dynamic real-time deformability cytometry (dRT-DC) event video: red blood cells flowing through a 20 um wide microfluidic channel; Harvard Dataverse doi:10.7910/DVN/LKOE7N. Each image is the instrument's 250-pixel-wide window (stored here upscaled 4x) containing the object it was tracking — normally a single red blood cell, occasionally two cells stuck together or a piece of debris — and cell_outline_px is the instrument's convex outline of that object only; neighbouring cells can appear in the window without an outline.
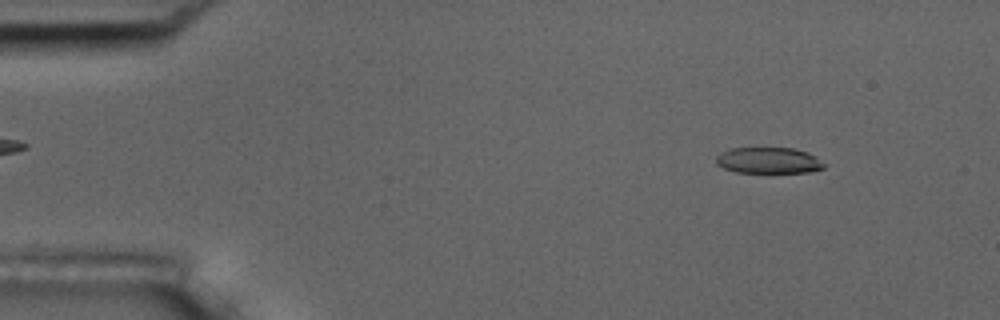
{"species": "common noctule bat (a hibernating species)", "species_latin": "Nyctalus noctula", "temperature_condition": "room temperature", "stored_images_in_passage": 9, "camera_frame_rate_fps": 3000, "um_per_image_px": 0.085, "animal": {"sex": "male", "body_mass_g": 17.5, "forearm_length_mm": 52.3}, "frame": {"image": 1, "passage_image": 1, "time_ms": 0.0, "image_size_px": [1000, 320], "cell_outline_px": [[828, 164], [824, 168], [808, 172], [736, 172], [724, 168], [716, 164], [716, 156], [720, 152], [728, 148], [792, 148], [808, 152]], "centroid_in_image_um": [65.33, 13.63], "position_along_channel_um": 19.7, "area_um2": 16.53}}
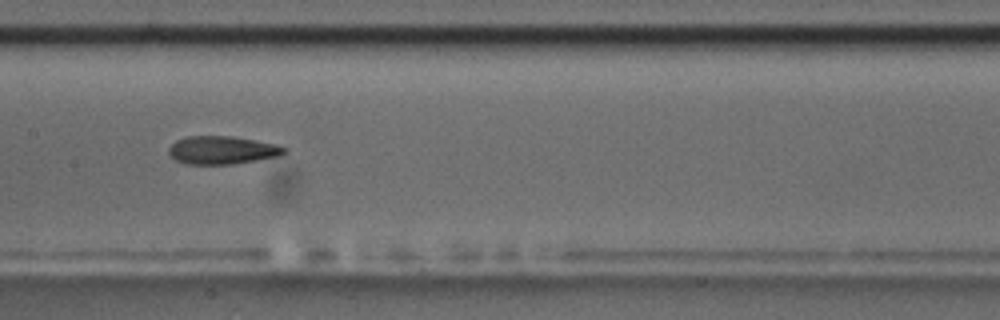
{"frame": {"image": 2, "passage_image": 7, "time_ms": 7.0, "image_size_px": [1000, 320], "cell_outline_px": [[288, 152], [280, 156], [232, 164], [188, 164], [176, 160], [168, 152], [168, 148], [176, 140], [188, 136], [232, 136], [276, 144], [288, 148]], "centroid_in_image_um": [18.92, 12.76], "position_along_channel_um": 188.5, "area_um2": 18.9}}
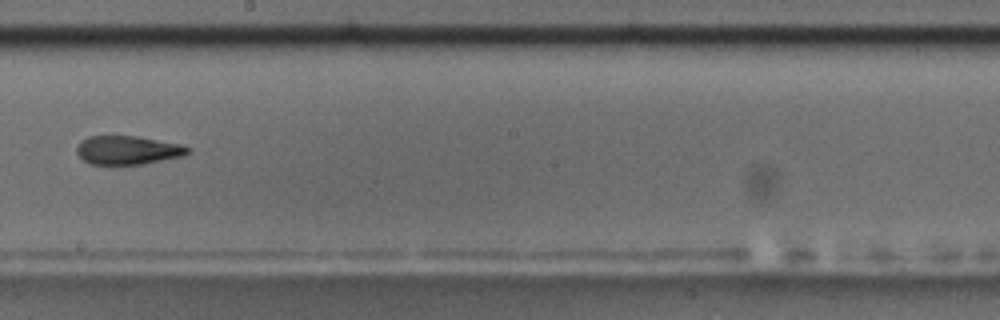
{"frame": {"image": 3, "passage_image": 8, "time_ms": 8.333, "image_size_px": [1000, 320], "cell_outline_px": [[188, 152], [184, 156], [140, 164], [88, 164], [76, 152], [76, 148], [88, 136], [136, 136], [180, 144], [188, 148]], "centroid_in_image_um": [10.84, 12.76], "position_along_channel_um": 237.4, "area_um2": 18.21}}